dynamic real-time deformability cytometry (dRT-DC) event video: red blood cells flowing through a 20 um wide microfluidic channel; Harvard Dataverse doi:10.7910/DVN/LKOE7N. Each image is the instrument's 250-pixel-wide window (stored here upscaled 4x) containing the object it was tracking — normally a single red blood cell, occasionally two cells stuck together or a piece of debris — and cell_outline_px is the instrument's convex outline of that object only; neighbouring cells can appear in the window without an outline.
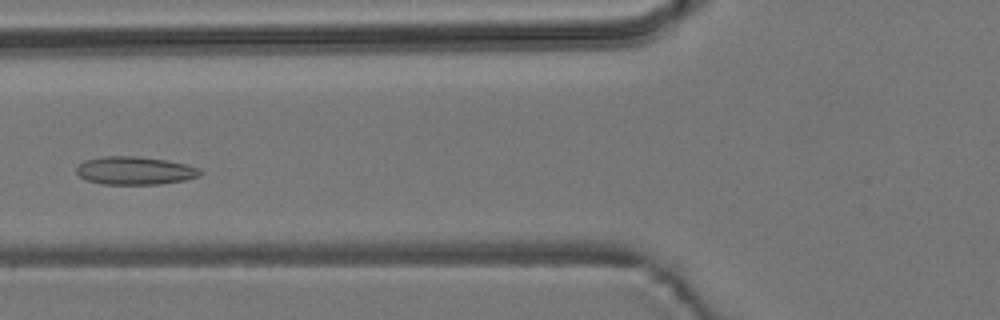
{"species": "common noctule bat (a hibernating species)", "species_latin": "Nyctalus noctula", "temperature_condition": "room temperature", "stored_images_in_passage": 4, "camera_frame_rate_fps": 3000, "um_per_image_px": 0.085, "animal": {"sex": "male", "body_mass_g": 19.2, "forearm_length_mm": 51.8}, "frame": {"image": 1, "passage_image": 4, "time_ms": 4.333, "image_size_px": [1000, 320], "cell_outline_px": [[204, 172], [200, 176], [184, 180], [160, 184], [104, 184], [88, 180], [80, 176], [76, 172], [76, 168], [84, 160], [104, 156], [136, 156], [164, 160], [188, 164], [200, 168]], "centroid_in_image_um": [11.51, 14.5], "position_along_channel_um": 114.3, "area_um2": 20.23}}